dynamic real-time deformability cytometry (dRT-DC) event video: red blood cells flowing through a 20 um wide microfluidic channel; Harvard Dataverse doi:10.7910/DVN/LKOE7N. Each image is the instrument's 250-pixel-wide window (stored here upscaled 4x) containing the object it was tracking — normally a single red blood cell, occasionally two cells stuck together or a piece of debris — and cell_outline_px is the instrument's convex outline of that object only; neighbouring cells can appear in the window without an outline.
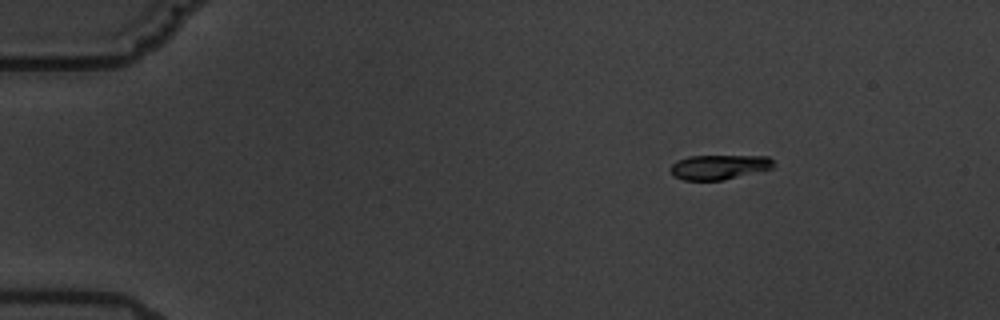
{"species": "common noctule bat (a hibernating species)", "species_latin": "Nyctalus noctula", "temperature_condition": "warm", "stored_images_in_passage": 5, "camera_frame_rate_fps": 3000, "um_per_image_px": 0.085, "animal": {"sex": "male", "body_mass_g": 19.5, "forearm_length_mm": 54.6}, "frame": {"image": 1, "passage_image": 1, "time_ms": 0.0, "image_size_px": [1000, 320], "cell_outline_px": [[776, 164], [772, 168], [724, 180], [684, 180], [672, 176], [668, 168], [676, 160], [688, 156], [768, 156]], "centroid_in_image_um": [61.07, 14.2], "position_along_channel_um": 23.9, "area_um2": 14.97}}
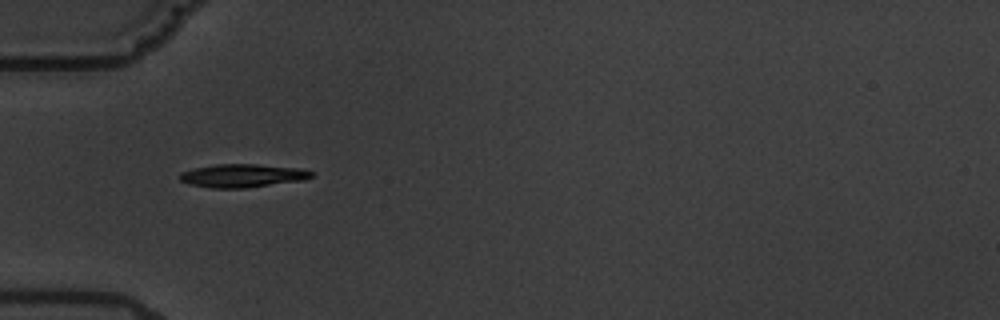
{"frame": {"image": 2, "passage_image": 4, "time_ms": 3.667, "image_size_px": [1000, 320], "cell_outline_px": [[312, 176], [304, 180], [244, 188], [212, 188], [188, 184], [180, 180], [180, 172], [192, 168], [216, 164], [256, 164], [300, 168], [312, 172]], "centroid_in_image_um": [20.57, 14.93], "position_along_channel_um": 64.4, "area_um2": 17.86}}